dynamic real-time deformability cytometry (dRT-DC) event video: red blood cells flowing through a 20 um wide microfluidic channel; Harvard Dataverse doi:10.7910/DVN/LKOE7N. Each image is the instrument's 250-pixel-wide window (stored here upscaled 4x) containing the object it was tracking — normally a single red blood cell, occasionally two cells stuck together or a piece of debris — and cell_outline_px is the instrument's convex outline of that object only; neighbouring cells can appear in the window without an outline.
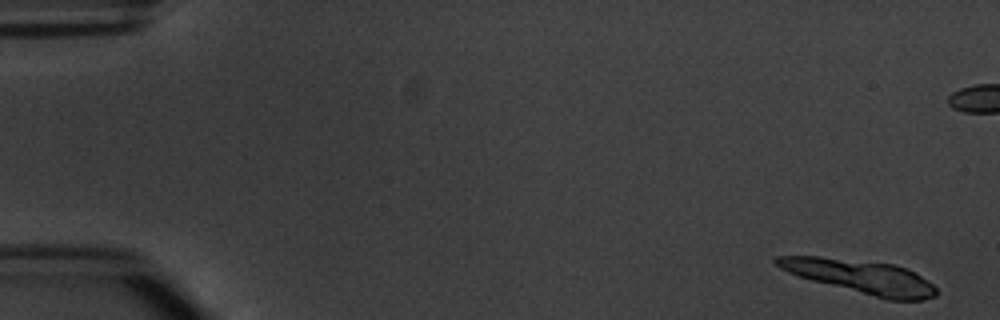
{"species": "common noctule bat (a hibernating species)", "species_latin": "Nyctalus noctula", "temperature_condition": "warm", "stored_images_in_passage": 5, "camera_frame_rate_fps": 3000, "um_per_image_px": 0.085, "animal": {"sex": "male", "body_mass_g": 20.1, "forearm_length_mm": 53.5}, "frame": {"image": 1, "passage_image": 1, "time_ms": 0.0, "image_size_px": [1000, 320], "cell_outline_px": [[936, 296], [924, 300], [888, 300], [812, 280], [788, 272], [780, 268], [772, 260], [776, 256], [820, 256], [892, 264], [904, 268], [920, 276], [932, 284], [936, 288]], "centroid_in_image_um": [73.14, 23.52], "position_along_channel_um": 11.9, "area_um2": 30.69}}